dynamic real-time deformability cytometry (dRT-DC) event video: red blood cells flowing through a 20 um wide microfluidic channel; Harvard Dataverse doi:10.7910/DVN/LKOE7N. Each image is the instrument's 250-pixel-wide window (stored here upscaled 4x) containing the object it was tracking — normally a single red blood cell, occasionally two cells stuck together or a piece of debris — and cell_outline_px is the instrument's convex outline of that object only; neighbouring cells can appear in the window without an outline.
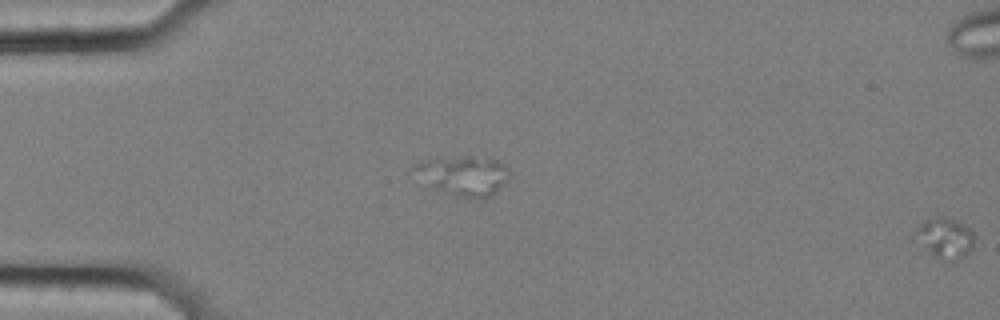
{"species": "common noctule bat (a hibernating species)", "species_latin": "Nyctalus noctula", "temperature_condition": "cold", "stored_images_in_passage": 16, "segment_of_instrument_passage": [2, 2], "camera_frame_rate_fps": 3000, "um_per_image_px": 0.085, "animal": {"sex": "female", "body_mass_g": 25.1}, "frame": {"image": 1, "passage_image": 16, "time_ms": 5.0, "image_size_px": [1000, 320], "cell_outline_px": [[972, 248], [964, 256], [952, 264], [936, 256], [928, 248], [916, 228], [928, 220], [936, 216], [944, 216], [956, 220], [964, 224], [972, 232]], "centroid_in_image_um": [80.45, 20.23], "position_along_channel_um": 4.5, "area_um2": 12.95}}